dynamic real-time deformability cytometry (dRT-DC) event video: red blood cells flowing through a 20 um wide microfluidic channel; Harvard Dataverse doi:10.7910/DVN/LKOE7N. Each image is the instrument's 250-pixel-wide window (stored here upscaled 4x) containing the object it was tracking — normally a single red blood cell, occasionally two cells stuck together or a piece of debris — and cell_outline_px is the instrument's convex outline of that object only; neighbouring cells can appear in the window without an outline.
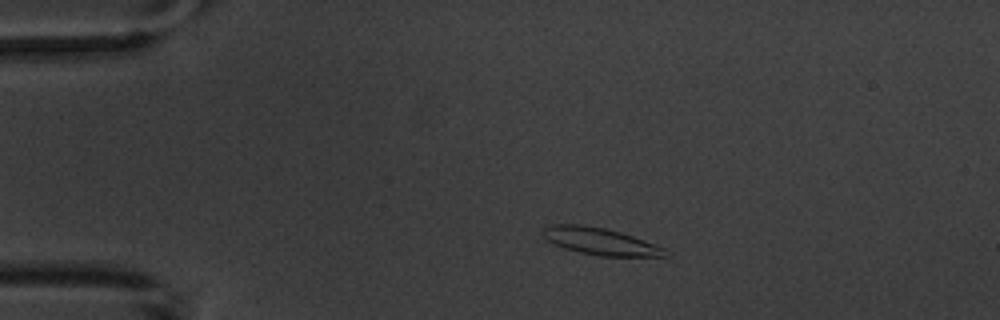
{"species": "common noctule bat (a hibernating species)", "species_latin": "Nyctalus noctula", "temperature_condition": "warm", "stored_images_in_passage": 6, "camera_frame_rate_fps": 3000, "um_per_image_px": 0.085, "animal": {"sex": "male", "body_mass_g": 20.1, "forearm_length_mm": 53.5}, "frame": {"image": 1, "passage_image": 2, "time_ms": 2.0, "image_size_px": [1000, 320], "cell_outline_px": [[664, 256], [600, 256], [580, 252], [564, 248], [548, 240], [540, 232], [548, 224], [580, 224], [604, 228], [620, 232], [644, 240], [664, 248]], "centroid_in_image_um": [50.94, 20.49], "position_along_channel_um": 34.1, "area_um2": 18.9}}
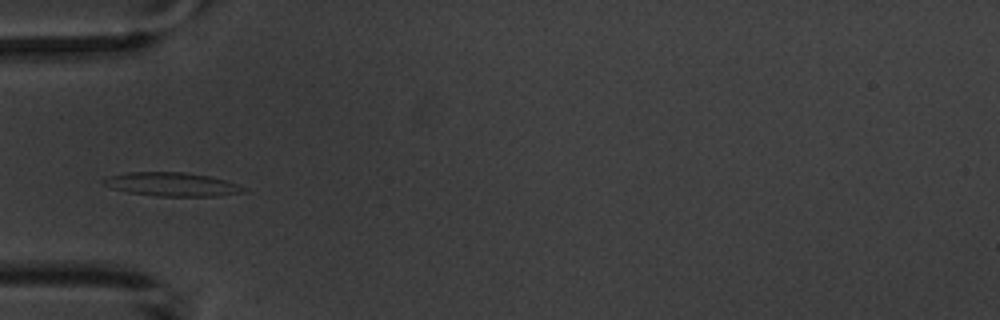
{"frame": {"image": 2, "passage_image": 4, "time_ms": 4.333, "image_size_px": [1000, 320], "cell_outline_px": [[248, 188], [244, 192], [220, 196], [156, 196], [128, 192], [112, 188], [104, 184], [100, 180], [108, 176], [128, 172], [184, 172], [208, 176], [224, 180]], "centroid_in_image_um": [14.6, 15.67], "position_along_channel_um": 70.4, "area_um2": 19.31}}
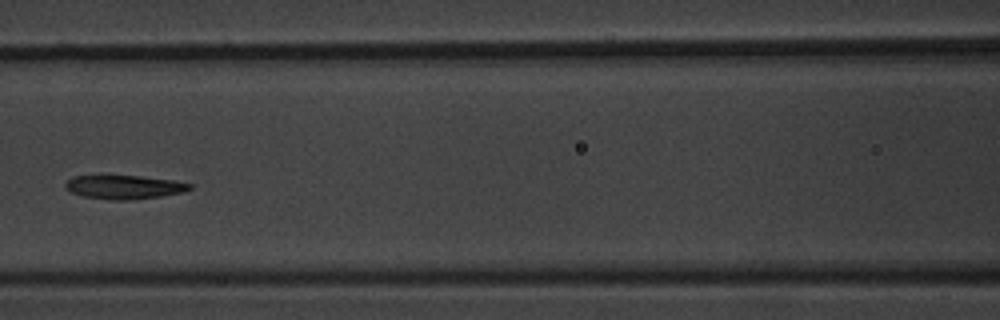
{"frame": {"image": 3, "passage_image": 6, "time_ms": 6.667, "image_size_px": [1000, 320], "cell_outline_px": [[192, 188], [184, 192], [160, 196], [128, 200], [108, 200], [84, 196], [72, 192], [64, 188], [64, 184], [72, 176], [100, 172], [140, 176], [172, 180], [192, 184]], "centroid_in_image_um": [10.45, 15.84], "position_along_channel_um": 156.1, "area_um2": 18.09}}